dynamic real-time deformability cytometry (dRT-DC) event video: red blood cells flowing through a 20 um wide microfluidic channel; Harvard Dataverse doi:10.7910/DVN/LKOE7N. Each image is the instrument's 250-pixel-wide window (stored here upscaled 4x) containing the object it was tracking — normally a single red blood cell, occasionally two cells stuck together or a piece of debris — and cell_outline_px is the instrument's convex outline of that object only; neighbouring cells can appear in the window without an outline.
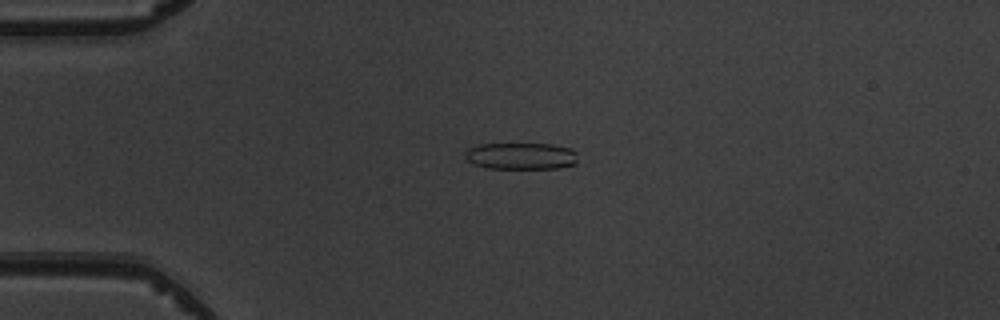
{"species": "common noctule bat (a hibernating species)", "species_latin": "Nyctalus noctula", "temperature_condition": "warm", "stored_images_in_passage": 4, "camera_frame_rate_fps": 3000, "um_per_image_px": 0.085, "animal": {"sex": "male", "body_mass_g": 19.5, "forearm_length_mm": 54.6}, "frame": {"image": 1, "passage_image": 4, "time_ms": 3.667, "image_size_px": [1000, 320], "cell_outline_px": [[576, 164], [560, 168], [488, 168], [472, 164], [464, 156], [464, 152], [468, 148], [480, 144], [552, 144], [572, 148], [576, 152]], "centroid_in_image_um": [44.29, 13.26], "position_along_channel_um": 40.7, "area_um2": 17.69}}